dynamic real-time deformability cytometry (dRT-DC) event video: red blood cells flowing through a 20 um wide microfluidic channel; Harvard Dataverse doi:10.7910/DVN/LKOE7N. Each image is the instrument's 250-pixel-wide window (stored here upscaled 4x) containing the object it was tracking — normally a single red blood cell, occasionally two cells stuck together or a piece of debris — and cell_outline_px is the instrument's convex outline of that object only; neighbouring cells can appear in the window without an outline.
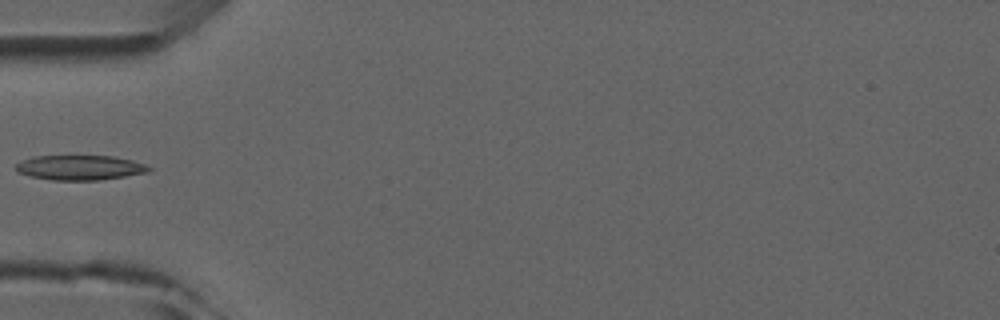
{"species": "common noctule bat (a hibernating species)", "species_latin": "Nyctalus noctula", "temperature_condition": "room temperature", "stored_images_in_passage": 4, "camera_frame_rate_fps": 3000, "um_per_image_px": 0.085, "animal": {"sex": "male", "forearm_length_mm": 52.5}, "frame": {"image": 1, "passage_image": 4, "time_ms": 3.667, "image_size_px": [1000, 320], "cell_outline_px": [[152, 168], [148, 172], [100, 180], [52, 180], [32, 176], [16, 172], [16, 164], [20, 160], [32, 156], [112, 156], [132, 160], [144, 164]], "centroid_in_image_um": [6.76, 14.24], "position_along_channel_um": 78.2, "area_um2": 19.19}}